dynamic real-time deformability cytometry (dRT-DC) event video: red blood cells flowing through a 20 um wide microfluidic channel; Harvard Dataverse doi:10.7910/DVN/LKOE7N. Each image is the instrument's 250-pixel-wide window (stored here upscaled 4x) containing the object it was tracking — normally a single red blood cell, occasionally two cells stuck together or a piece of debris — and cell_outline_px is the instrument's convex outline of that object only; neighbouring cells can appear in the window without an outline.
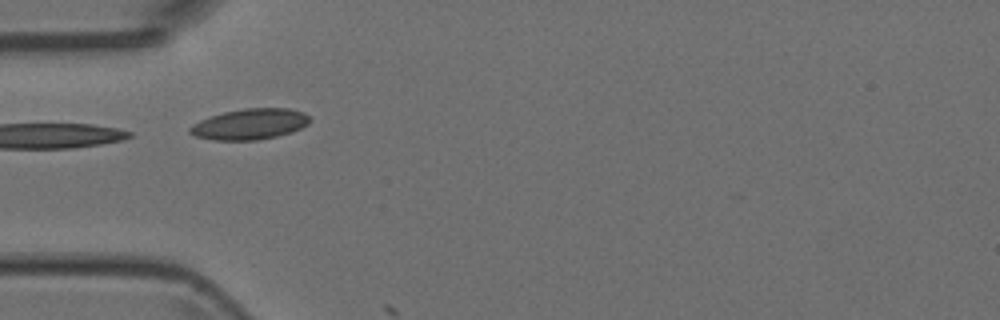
{"species": "Egyptian fruit bat (a non-hibernating species)", "species_latin": "Rousettus aegyptiacus", "temperature_condition": "room temperature", "stored_images_in_passage": 4, "camera_frame_rate_fps": 3000, "um_per_image_px": 0.085, "animal": {"sex": "female"}, "frame": {"image": 1, "passage_image": 2, "time_ms": 0.333, "image_size_px": [1000, 320], "cell_outline_px": [[312, 120], [308, 124], [292, 132], [276, 136], [256, 140], [212, 140], [196, 136], [188, 132], [188, 128], [192, 124], [200, 120], [224, 112], [244, 108], [288, 108], [304, 112]], "centroid_in_image_um": [21.24, 10.55], "position_along_channel_um": 63.8, "area_um2": 21.5}}
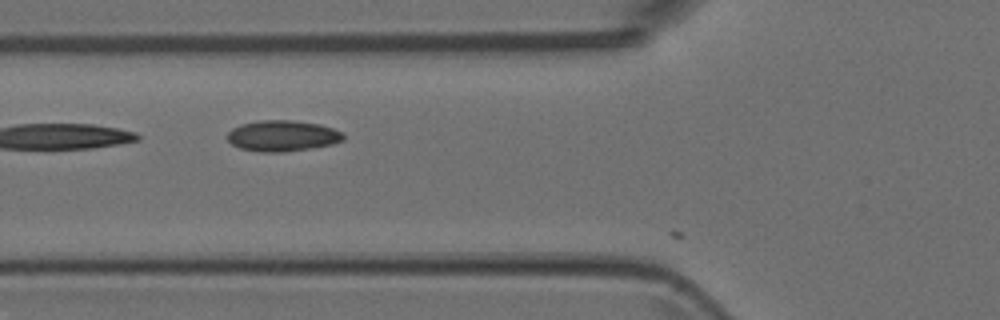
{"frame": {"image": 2, "passage_image": 3, "time_ms": 0.667, "image_size_px": [1000, 320], "cell_outline_px": [[344, 140], [332, 144], [312, 148], [284, 152], [260, 152], [240, 148], [232, 144], [228, 140], [228, 132], [232, 128], [240, 124], [260, 120], [292, 120], [320, 124], [344, 132]], "centroid_in_image_um": [24.02, 11.54], "position_along_channel_um": 101.8, "area_um2": 21.04}}